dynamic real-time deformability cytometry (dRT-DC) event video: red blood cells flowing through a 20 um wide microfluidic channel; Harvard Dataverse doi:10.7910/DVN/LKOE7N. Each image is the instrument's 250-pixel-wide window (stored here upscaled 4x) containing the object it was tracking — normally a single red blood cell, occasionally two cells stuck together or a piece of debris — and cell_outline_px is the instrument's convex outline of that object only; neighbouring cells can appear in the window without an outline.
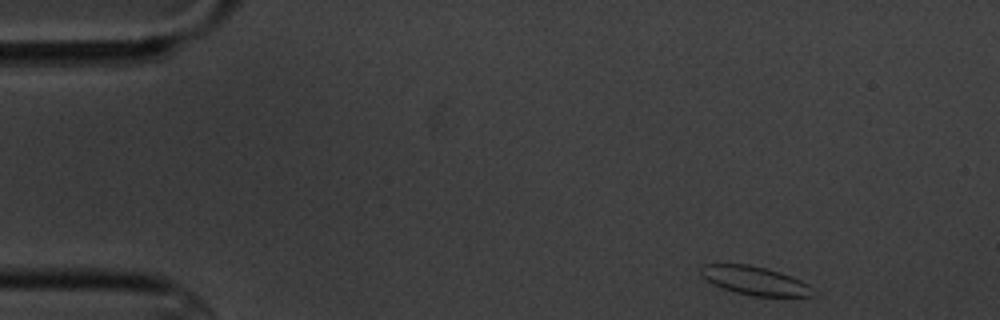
{"species": "common noctule bat (a hibernating species)", "species_latin": "Nyctalus noctula", "temperature_condition": "cold", "stored_images_in_passage": 4, "camera_frame_rate_fps": 3000, "um_per_image_px": 0.085, "animal": {"sex": "male", "body_mass_g": 20.1, "forearm_length_mm": 53.5}, "frame": {"image": 1, "passage_image": 1, "time_ms": 0.0, "image_size_px": [1000, 320], "cell_outline_px": [[816, 296], [752, 296], [736, 292], [712, 284], [700, 272], [700, 268], [704, 264], [748, 264], [768, 268], [780, 272], [800, 280], [808, 284], [812, 288]], "centroid_in_image_um": [64.18, 23.85], "position_along_channel_um": 20.8, "area_um2": 18.55}}
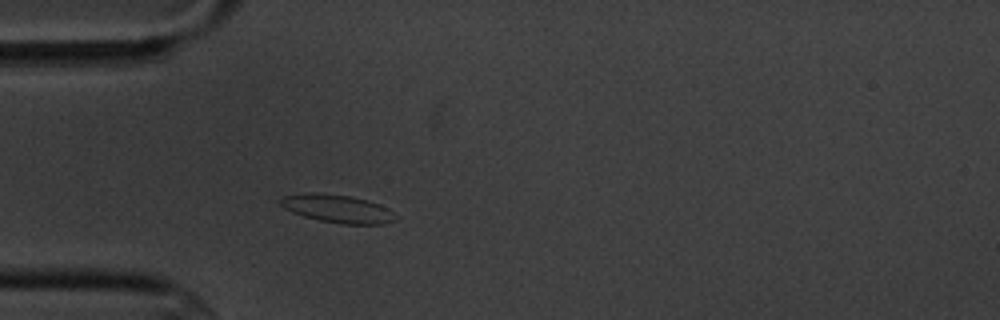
{"frame": {"image": 2, "passage_image": 4, "time_ms": 3.333, "image_size_px": [1000, 320], "cell_outline_px": [[396, 220], [384, 224], [340, 224], [320, 220], [304, 216], [292, 212], [284, 208], [280, 204], [280, 200], [284, 196], [304, 192], [312, 192], [348, 196], [368, 200], [380, 204], [388, 208], [392, 212]], "centroid_in_image_um": [28.68, 17.74], "position_along_channel_um": 56.3, "area_um2": 18.73}}